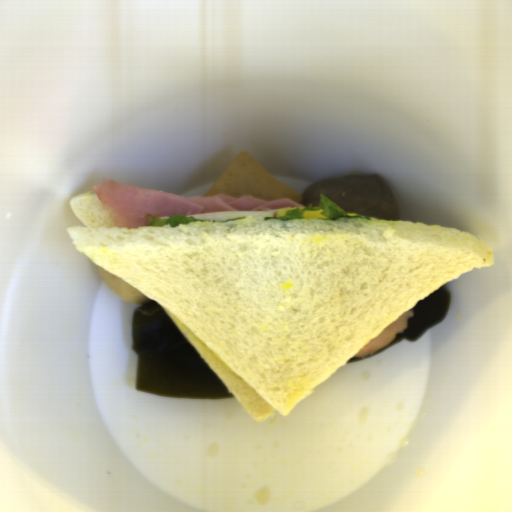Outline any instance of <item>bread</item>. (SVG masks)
I'll return each instance as SVG.
<instances>
[{"instance_id":"1","label":"bread","mask_w":512,"mask_h":512,"mask_svg":"<svg viewBox=\"0 0 512 512\" xmlns=\"http://www.w3.org/2000/svg\"><path fill=\"white\" fill-rule=\"evenodd\" d=\"M80 253L171 319L254 421L283 417L403 313L492 247L458 228L377 218L116 227L70 199Z\"/></svg>"}]
</instances>
